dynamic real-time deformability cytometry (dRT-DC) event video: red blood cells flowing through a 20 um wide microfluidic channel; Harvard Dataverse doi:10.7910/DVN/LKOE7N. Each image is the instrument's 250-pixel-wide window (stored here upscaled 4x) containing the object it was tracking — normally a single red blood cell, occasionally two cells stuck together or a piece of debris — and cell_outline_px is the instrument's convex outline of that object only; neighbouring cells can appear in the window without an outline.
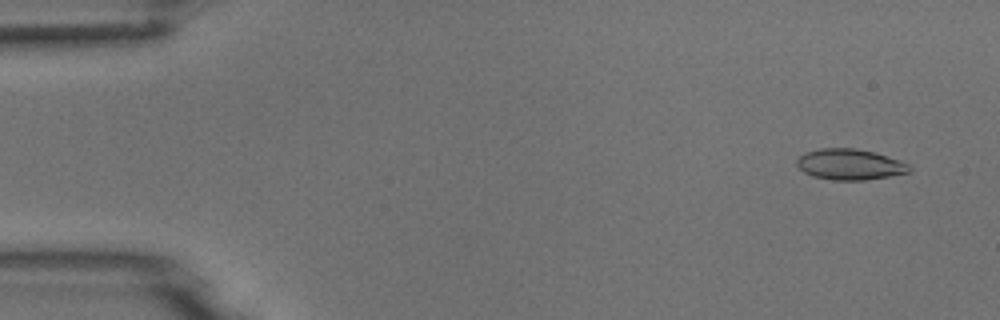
{"species": "common noctule bat (a hibernating species)", "species_latin": "Nyctalus noctula", "temperature_condition": "room temperature", "stored_images_in_passage": 6, "camera_frame_rate_fps": 3000, "um_per_image_px": 0.085, "animal": {"sex": "male", "body_mass_g": 18.8}, "frame": {"image": 1, "passage_image": 1, "time_ms": 0.0, "image_size_px": [1000, 320], "cell_outline_px": [[912, 168], [908, 172], [888, 176], [864, 180], [832, 180], [812, 176], [804, 172], [796, 164], [796, 160], [804, 152], [820, 148], [856, 148], [872, 152], [908, 164]], "centroid_in_image_um": [72.16, 13.97], "position_along_channel_um": 12.8, "area_um2": 19.94}}
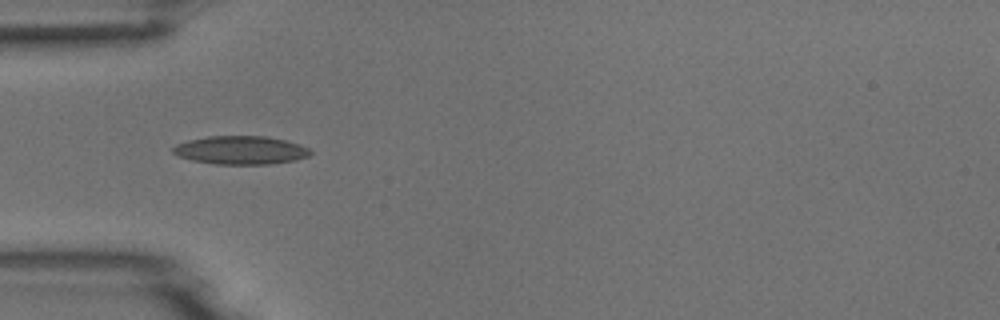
{"frame": {"image": 2, "passage_image": 4, "time_ms": 4.333, "image_size_px": [1000, 320], "cell_outline_px": [[312, 152], [308, 156], [296, 160], [272, 164], [216, 164], [192, 160], [180, 156], [172, 152], [172, 148], [176, 144], [188, 140], [208, 136], [268, 136], [300, 144], [308, 148]], "centroid_in_image_um": [20.47, 12.76], "position_along_channel_um": 64.5, "area_um2": 22.72}}